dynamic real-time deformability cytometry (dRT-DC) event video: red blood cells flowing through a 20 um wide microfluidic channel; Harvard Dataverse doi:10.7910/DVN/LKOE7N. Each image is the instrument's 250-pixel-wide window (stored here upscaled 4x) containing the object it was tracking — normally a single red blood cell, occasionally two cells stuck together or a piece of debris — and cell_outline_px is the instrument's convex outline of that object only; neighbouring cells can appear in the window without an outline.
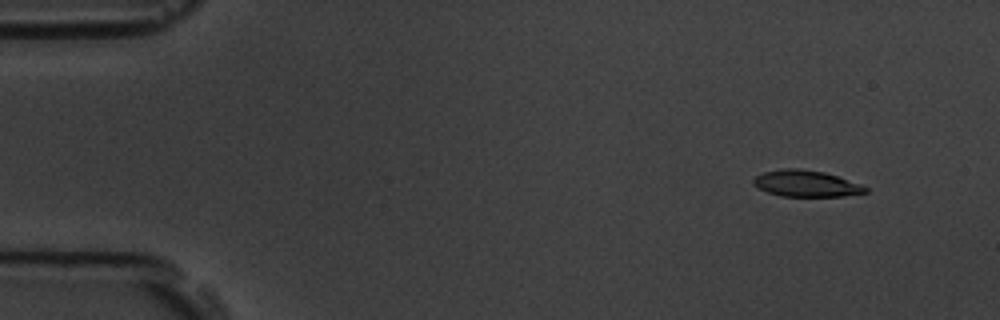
{"species": "common noctule bat (a hibernating species)", "species_latin": "Nyctalus noctula", "temperature_condition": "room temperature", "stored_images_in_passage": 9, "camera_frame_rate_fps": 3000, "um_per_image_px": 0.085, "animal": {"sex": "male", "body_mass_g": 19.5, "forearm_length_mm": 54.6}, "frame": {"image": 1, "passage_image": 1, "time_ms": 0.0, "image_size_px": [1000, 320], "cell_outline_px": [[868, 192], [844, 196], [780, 196], [768, 192], [752, 184], [752, 180], [756, 176], [764, 172], [788, 168], [800, 168], [824, 172], [860, 184], [868, 188]], "centroid_in_image_um": [68.51, 15.6], "position_along_channel_um": 16.5, "area_um2": 17.05}}
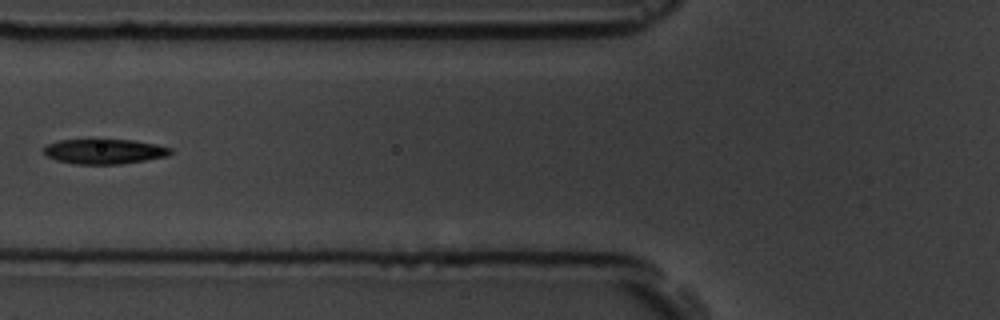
{"frame": {"image": 2, "passage_image": 6, "time_ms": 5.667, "image_size_px": [1000, 320], "cell_outline_px": [[172, 152], [168, 156], [120, 164], [76, 164], [56, 160], [48, 156], [44, 152], [44, 148], [48, 144], [56, 140], [96, 136], [132, 140], [156, 144], [172, 148]], "centroid_in_image_um": [8.83, 12.81], "position_along_channel_um": 117.0, "area_um2": 19.36}}
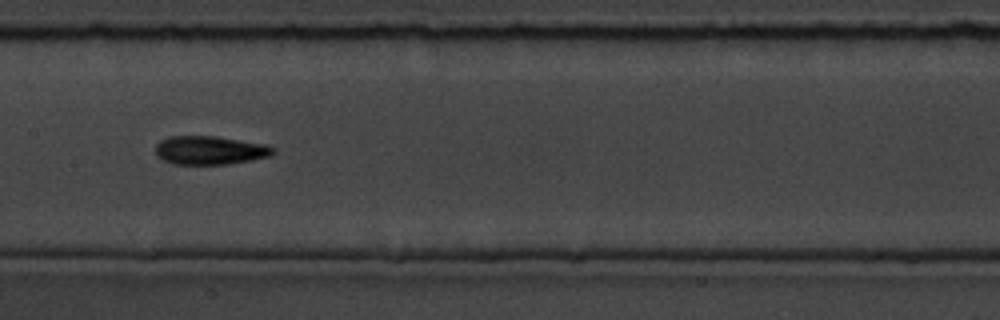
{"frame": {"image": 3, "passage_image": 8, "time_ms": 7.667, "image_size_px": [1000, 320], "cell_outline_px": [[276, 152], [272, 156], [252, 160], [228, 164], [172, 164], [156, 156], [156, 144], [160, 140], [168, 136], [216, 136], [268, 144], [276, 148]], "centroid_in_image_um": [17.89, 12.77], "position_along_channel_um": 189.5, "area_um2": 19.94}}